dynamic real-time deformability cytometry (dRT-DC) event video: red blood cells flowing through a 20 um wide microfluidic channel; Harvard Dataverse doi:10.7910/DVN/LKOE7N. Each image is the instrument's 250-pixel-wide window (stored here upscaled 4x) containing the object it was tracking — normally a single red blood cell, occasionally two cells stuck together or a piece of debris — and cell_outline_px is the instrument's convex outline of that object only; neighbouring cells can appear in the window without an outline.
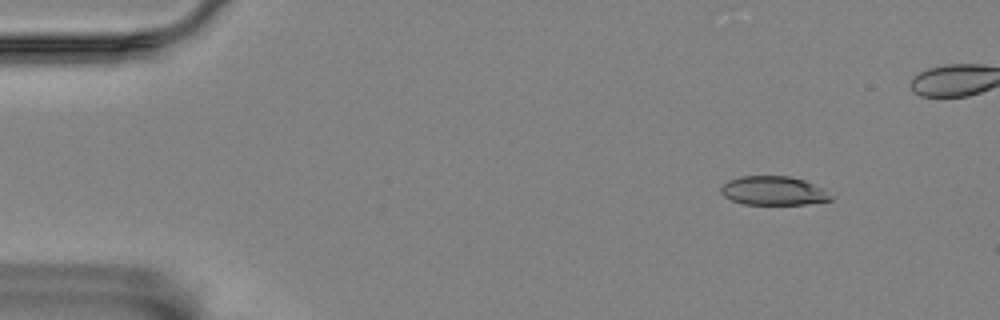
{"species": "Egyptian fruit bat (a non-hibernating species)", "species_latin": "Rousettus aegyptiacus", "temperature_condition": "room temperature", "stored_images_in_passage": 5, "camera_frame_rate_fps": 3000, "um_per_image_px": 0.085, "animal": {"sex": "female"}, "frame": {"image": 1, "passage_image": 1, "time_ms": 0.0, "image_size_px": [1000, 320], "cell_outline_px": [[832, 200], [808, 204], [744, 204], [732, 200], [724, 196], [720, 192], [720, 188], [728, 180], [740, 176], [788, 176], [804, 180], [824, 188], [832, 196]], "centroid_in_image_um": [65.75, 16.21], "position_along_channel_um": 19.2, "area_um2": 18.55}}